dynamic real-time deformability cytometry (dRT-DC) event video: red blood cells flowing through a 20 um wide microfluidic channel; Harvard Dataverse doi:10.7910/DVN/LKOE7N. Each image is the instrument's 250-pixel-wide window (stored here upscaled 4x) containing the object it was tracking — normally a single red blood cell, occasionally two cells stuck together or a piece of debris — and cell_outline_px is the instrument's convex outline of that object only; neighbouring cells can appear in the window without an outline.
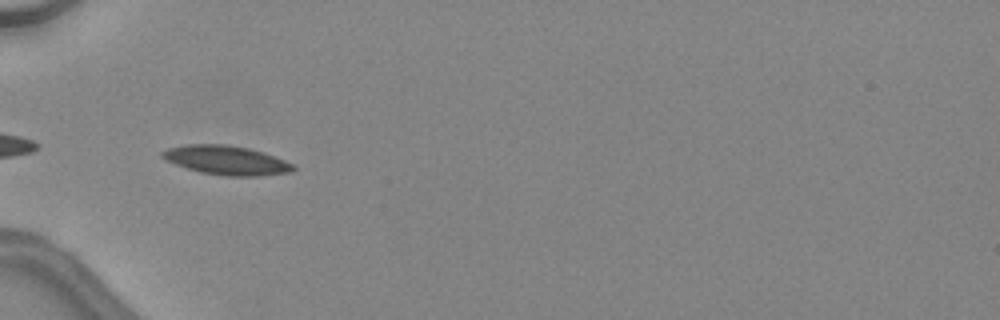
{"species": "common noctule bat (a hibernating species)", "species_latin": "Nyctalus noctula", "temperature_condition": "warm", "stored_images_in_passage": 7, "camera_frame_rate_fps": 3000, "um_per_image_px": 0.085, "animal": {"sex": "female", "body_mass_g": 24.6, "forearm_length_mm": 56.2}, "frame": {"image": 1, "passage_image": 1, "time_ms": 0.0, "image_size_px": [1000, 320], "cell_outline_px": [[296, 168], [292, 172], [260, 176], [224, 176], [200, 172], [164, 160], [160, 156], [160, 152], [168, 148], [188, 144], [224, 144], [248, 148], [264, 152], [284, 160], [292, 164]], "centroid_in_image_um": [19.23, 13.62], "position_along_channel_um": 65.8, "area_um2": 22.25}}